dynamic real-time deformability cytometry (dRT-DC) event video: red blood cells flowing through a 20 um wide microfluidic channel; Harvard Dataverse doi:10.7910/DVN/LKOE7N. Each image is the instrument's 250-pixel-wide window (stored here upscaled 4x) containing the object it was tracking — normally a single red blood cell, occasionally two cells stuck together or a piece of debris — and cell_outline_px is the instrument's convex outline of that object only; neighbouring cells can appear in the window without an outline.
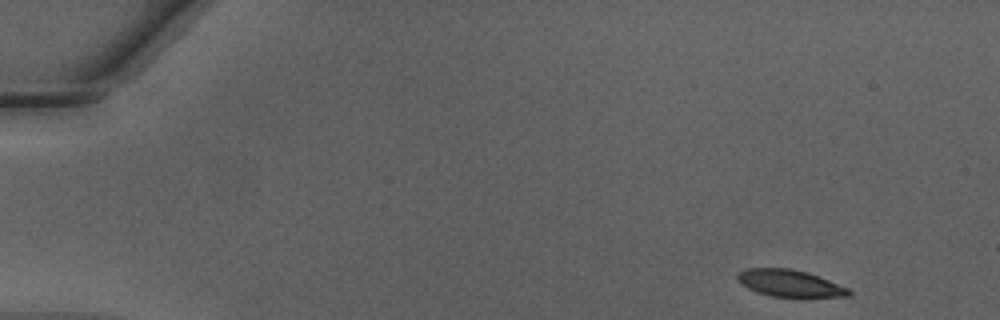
{"species": "Egyptian fruit bat (a non-hibernating species)", "species_latin": "Rousettus aegyptiacus", "temperature_condition": "warm", "stored_images_in_passage": 45, "camera_frame_rate_fps": 3000, "um_per_image_px": 0.085, "animal": {"sex": "male"}, "frame": {"image": 1, "passage_image": 1, "time_ms": 0.0, "image_size_px": [1000, 320], "cell_outline_px": [[852, 292], [848, 296], [772, 296], [756, 292], [740, 284], [736, 280], [736, 272], [744, 268], [792, 268], [808, 272], [848, 288]], "centroid_in_image_um": [67.03, 24.05], "position_along_channel_um": 18.0, "area_um2": 17.4}}
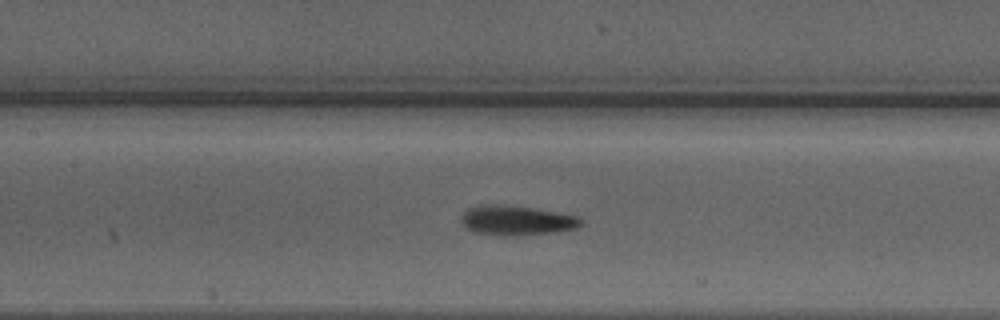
{"frame": {"image": 2, "passage_image": 20, "time_ms": 6.333, "image_size_px": [1000, 320], "cell_outline_px": [[584, 224], [576, 228], [552, 232], [512, 236], [500, 236], [472, 232], [464, 228], [460, 220], [460, 216], [468, 208], [476, 204], [496, 204], [532, 208], [556, 212], [576, 216], [584, 220]], "centroid_in_image_um": [43.83, 18.74], "position_along_channel_um": 163.6, "area_um2": 20.98}}
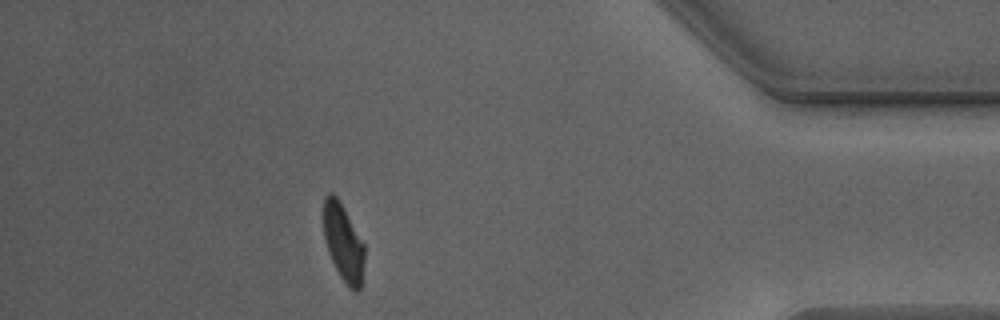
{"frame": {"image": 3, "passage_image": 40, "time_ms": 13.0, "image_size_px": [1000, 320], "cell_outline_px": [[364, 260], [360, 288], [356, 292], [348, 288], [340, 276], [328, 252], [324, 240], [324, 196], [328, 192], [332, 192], [340, 200], [364, 244]], "centroid_in_image_um": [29.17, 20.6], "position_along_channel_um": 406.0, "area_um2": 18.38}, "authors_computed_cell_mechanics": {"area_um2": 19.4786, "velocity_mm_per_s": 4.2707, "shape_relaxation_time_tau1_ms": 3.1708, "shape_relaxation_time_tau2_ms": 1.512, "deformation_change_tau1": 0.1561, "deformation_change_tau2": 0.0798}}